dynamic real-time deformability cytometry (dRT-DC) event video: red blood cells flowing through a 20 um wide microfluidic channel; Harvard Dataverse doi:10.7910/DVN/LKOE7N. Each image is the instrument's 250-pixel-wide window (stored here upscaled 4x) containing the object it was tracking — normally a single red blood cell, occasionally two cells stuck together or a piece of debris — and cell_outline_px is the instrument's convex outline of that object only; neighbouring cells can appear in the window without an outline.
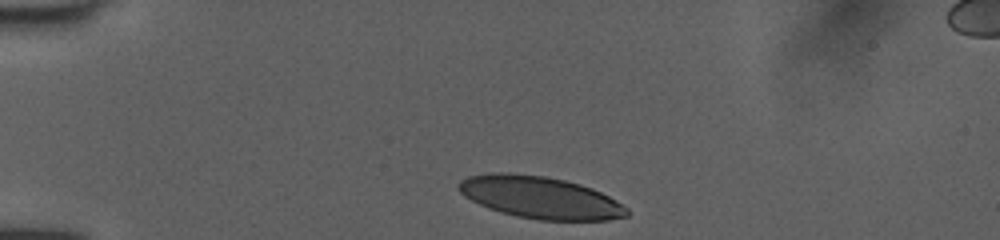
{"species": "human", "species_latin": "Homo sapiens", "temperature_condition": "room temperature", "stored_images_in_passage": 34, "camera_frame_rate_fps": 3000, "um_per_image_px": 0.085, "donor": {"sex": "female"}, "frame": {"image": 1, "passage_image": 1, "time_ms": 0.0, "image_size_px": [1000, 240], "cell_outline_px": [[628, 216], [608, 220], [540, 220], [516, 216], [500, 212], [488, 208], [464, 196], [456, 188], [456, 184], [460, 180], [468, 176], [492, 172], [508, 172], [548, 176], [580, 184], [592, 188], [616, 200], [628, 208]], "centroid_in_image_um": [45.88, 16.77], "position_along_channel_um": 39.1, "area_um2": 41.5}}
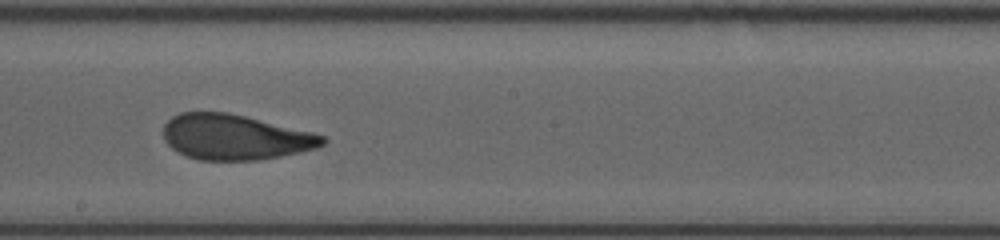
{"frame": {"image": 2, "passage_image": 19, "time_ms": 6.0, "image_size_px": [1000, 240], "cell_outline_px": [[328, 140], [324, 144], [316, 148], [300, 152], [260, 160], [200, 160], [188, 156], [172, 148], [164, 140], [164, 124], [172, 116], [180, 112], [228, 112], [312, 132], [324, 136]], "centroid_in_image_um": [19.98, 11.65], "position_along_channel_um": 228.2, "area_um2": 41.91}}
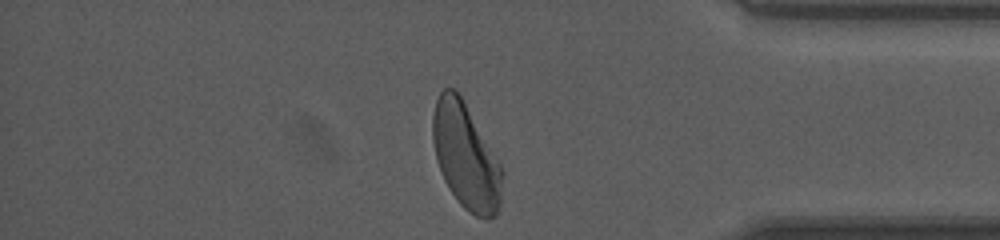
{"frame": {"image": 3, "passage_image": 33, "time_ms": 10.667, "image_size_px": [1000, 240], "cell_outline_px": [[504, 172], [500, 204], [496, 216], [476, 216], [468, 212], [460, 204], [448, 188], [440, 172], [436, 160], [432, 140], [432, 116], [436, 100], [440, 92], [444, 88], [456, 88], [496, 156]], "centroid_in_image_um": [39.57, 13.28], "position_along_channel_um": 395.6, "area_um2": 42.77}, "authors_computed_cell_mechanics": {"area_um2": 42.5408, "velocity_mm_per_s": 3.9994, "shape_relaxation_time_tau1_ms": 4.5719, "shape_relaxation_time_tau2_ms": 1.0071, "deformation_change_tau1": 0.1719, "deformation_change_tau2": 0.0863}}